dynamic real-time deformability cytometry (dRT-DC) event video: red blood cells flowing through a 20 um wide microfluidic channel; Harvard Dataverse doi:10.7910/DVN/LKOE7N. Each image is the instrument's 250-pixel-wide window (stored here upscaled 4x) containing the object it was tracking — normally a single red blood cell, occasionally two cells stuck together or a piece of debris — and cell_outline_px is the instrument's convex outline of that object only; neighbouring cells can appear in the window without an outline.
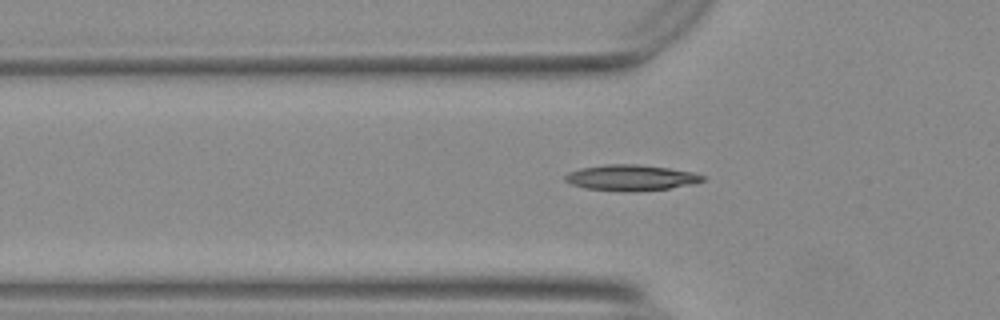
{"species": "Egyptian fruit bat (a non-hibernating species)", "species_latin": "Rousettus aegyptiacus", "temperature_condition": "warm", "stored_images_in_passage": 49, "camera_frame_rate_fps": 3000, "um_per_image_px": 0.085, "animal": {"sex": "female"}, "frame": {"image": 1, "passage_image": 18, "time_ms": 5.667, "image_size_px": [1000, 320], "cell_outline_px": [[704, 180], [696, 184], [668, 188], [584, 188], [572, 184], [564, 180], [564, 176], [568, 172], [580, 168], [604, 164], [636, 164], [668, 168], [692, 172], [704, 176]], "centroid_in_image_um": [53.63, 15.04], "position_along_channel_um": 72.2, "area_um2": 19.48}}
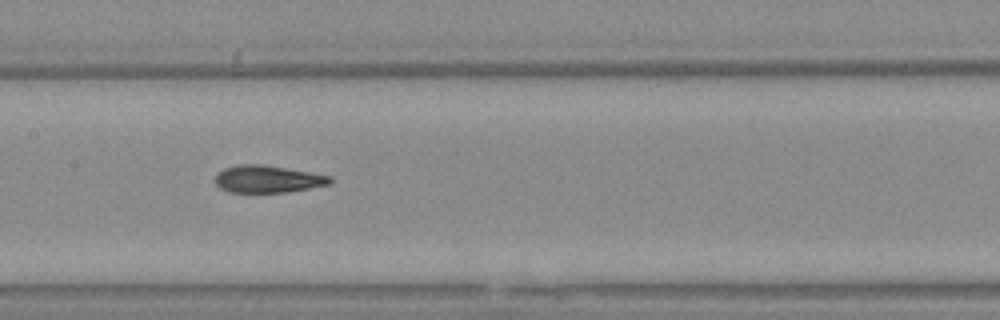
{"frame": {"image": 2, "passage_image": 27, "time_ms": 8.667, "image_size_px": [1000, 320], "cell_outline_px": [[332, 184], [284, 192], [228, 192], [220, 188], [212, 180], [216, 172], [224, 168], [236, 164], [260, 164], [332, 176]], "centroid_in_image_um": [22.68, 15.21], "position_along_channel_um": 184.7, "area_um2": 18.32}}
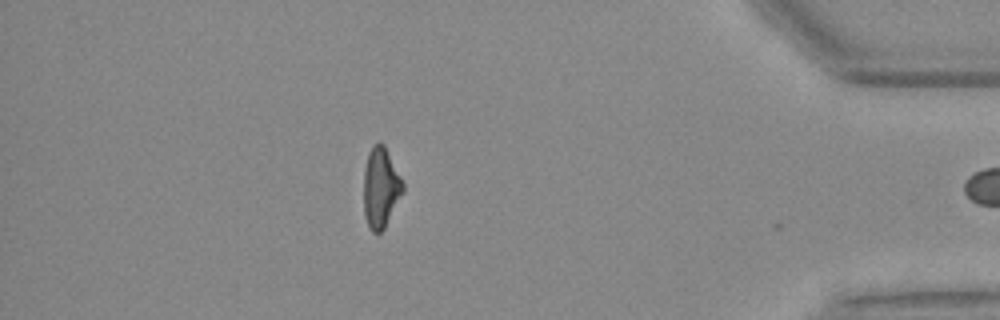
{"frame": {"image": 3, "passage_image": 48, "time_ms": 15.667, "image_size_px": [1000, 320], "cell_outline_px": [[404, 192], [384, 228], [380, 232], [372, 232], [364, 216], [364, 168], [368, 152], [372, 144], [380, 140], [384, 144], [404, 184]], "centroid_in_image_um": [32.36, 15.91], "position_along_channel_um": 402.8, "area_um2": 18.44}}